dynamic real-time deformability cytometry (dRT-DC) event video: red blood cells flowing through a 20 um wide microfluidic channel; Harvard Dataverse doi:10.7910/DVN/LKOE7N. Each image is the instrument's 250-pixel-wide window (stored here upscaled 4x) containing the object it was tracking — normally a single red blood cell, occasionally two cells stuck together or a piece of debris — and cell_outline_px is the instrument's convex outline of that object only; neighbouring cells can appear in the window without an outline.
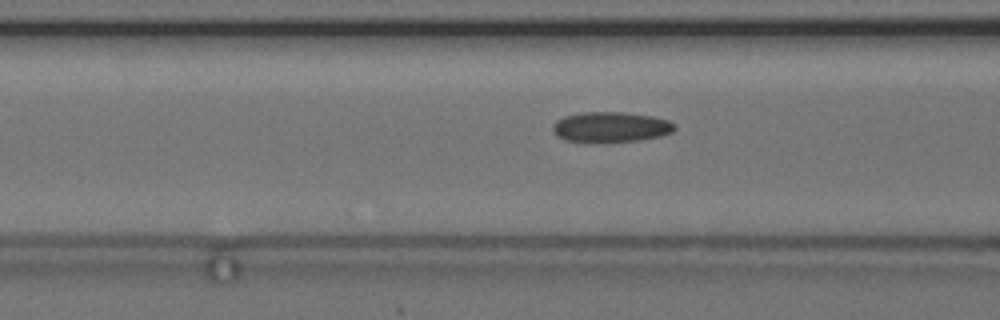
{"species": "common noctule bat (a hibernating species)", "species_latin": "Nyctalus noctula", "temperature_condition": "cold", "stored_images_in_passage": 18, "camera_frame_rate_fps": 3000, "um_per_image_px": 0.085, "animal": {"sex": "female", "body_mass_g": 24.6, "forearm_length_mm": 56.2}, "frame": {"image": 1, "passage_image": 16, "time_ms": 5.0, "image_size_px": [1000, 320], "cell_outline_px": [[676, 128], [672, 132], [660, 136], [640, 140], [596, 144], [564, 140], [556, 136], [552, 132], [552, 124], [556, 120], [564, 116], [580, 112], [620, 112], [652, 116], [668, 120], [676, 124]], "centroid_in_image_um": [51.86, 10.82], "position_along_channel_um": 114.7, "area_um2": 22.2}}